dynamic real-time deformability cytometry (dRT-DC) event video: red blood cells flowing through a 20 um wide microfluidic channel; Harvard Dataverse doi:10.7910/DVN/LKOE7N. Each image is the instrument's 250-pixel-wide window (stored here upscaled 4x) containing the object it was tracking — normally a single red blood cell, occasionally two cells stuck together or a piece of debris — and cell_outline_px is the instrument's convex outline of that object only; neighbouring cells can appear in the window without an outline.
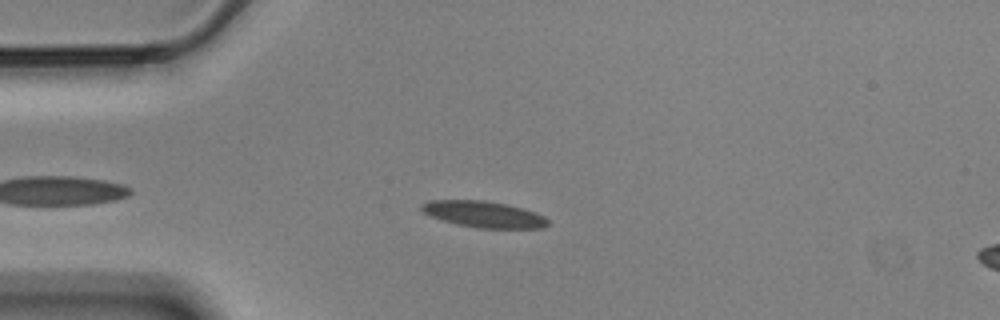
{"species": "Egyptian fruit bat (a non-hibernating species)", "species_latin": "Rousettus aegyptiacus", "temperature_condition": "cold", "stored_images_in_passage": 41, "camera_frame_rate_fps": 3000, "um_per_image_px": 0.085, "animal": {"sex": "male"}, "frame": {"image": 1, "passage_image": 8, "time_ms": 2.333, "image_size_px": [1000, 320], "cell_outline_px": [[548, 224], [544, 228], [476, 228], [456, 224], [432, 216], [424, 212], [420, 208], [420, 204], [428, 200], [484, 200], [508, 204], [536, 212], [544, 216], [548, 220]], "centroid_in_image_um": [41.13, 18.21], "position_along_channel_um": 43.9, "area_um2": 19.42}}
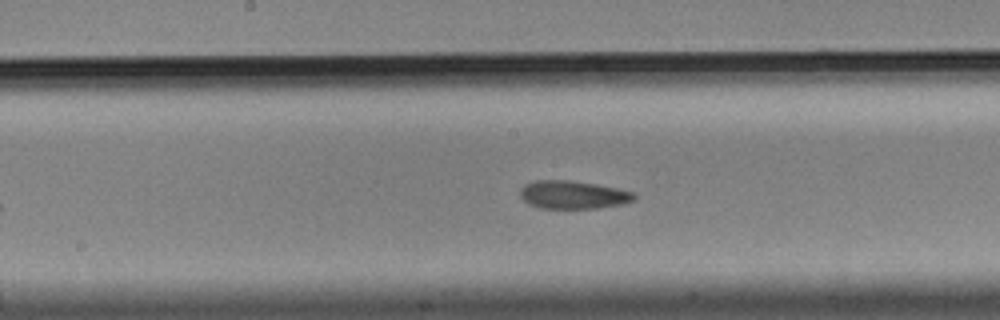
{"frame": {"image": 2, "passage_image": 23, "time_ms": 7.333, "image_size_px": [1000, 320], "cell_outline_px": [[636, 200], [624, 204], [596, 208], [540, 208], [528, 204], [520, 196], [520, 188], [524, 184], [536, 180], [568, 180], [616, 188], [632, 192], [636, 196]], "centroid_in_image_um": [48.68, 16.56], "position_along_channel_um": 199.5, "area_um2": 18.61}}
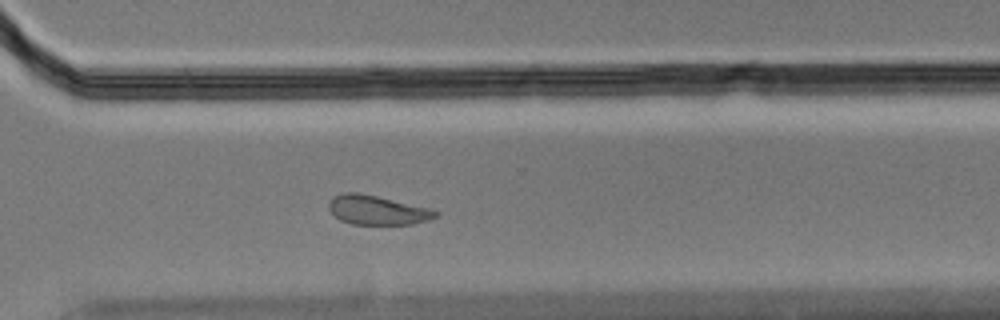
{"frame": {"image": 3, "passage_image": 35, "time_ms": 11.333, "image_size_px": [1000, 320], "cell_outline_px": [[440, 212], [436, 216], [428, 220], [412, 224], [352, 224], [340, 220], [328, 208], [328, 204], [332, 196], [344, 192], [360, 192], [432, 208]], "centroid_in_image_um": [32.07, 17.84], "position_along_channel_um": 338.5, "area_um2": 18.38}, "authors_computed_cell_mechanics": {"area_um2": 18.8428, "velocity_mm_per_s": 3.482, "shape_relaxation_time_tau1_ms": 4.9128, "shape_relaxation_time_tau2_ms": 2.7466, "deformation_change_tau1": 0.1219, "deformation_change_tau2": 0.0875}}